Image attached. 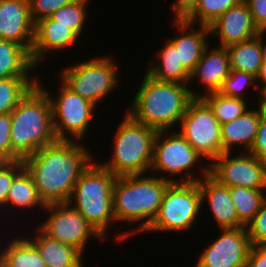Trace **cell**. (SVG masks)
<instances>
[{
  "mask_svg": "<svg viewBox=\"0 0 266 267\" xmlns=\"http://www.w3.org/2000/svg\"><path fill=\"white\" fill-rule=\"evenodd\" d=\"M2 207V210H5L7 208L12 210V208H15L14 210L18 211L22 209L21 211L25 213H27L28 210L32 211L34 208L35 209L33 211L35 212V210L39 207L38 209L40 210L41 208V210L43 209L44 212L45 205L38 195L32 177L29 175L25 168H23L14 177L12 186L9 190L7 201Z\"/></svg>",
  "mask_w": 266,
  "mask_h": 267,
  "instance_id": "cell-26",
  "label": "cell"
},
{
  "mask_svg": "<svg viewBox=\"0 0 266 267\" xmlns=\"http://www.w3.org/2000/svg\"><path fill=\"white\" fill-rule=\"evenodd\" d=\"M10 119L12 161L23 160L58 140L50 99L38 84L11 111Z\"/></svg>",
  "mask_w": 266,
  "mask_h": 267,
  "instance_id": "cell-4",
  "label": "cell"
},
{
  "mask_svg": "<svg viewBox=\"0 0 266 267\" xmlns=\"http://www.w3.org/2000/svg\"><path fill=\"white\" fill-rule=\"evenodd\" d=\"M243 0H200L197 8L185 19L186 21L210 26L229 8Z\"/></svg>",
  "mask_w": 266,
  "mask_h": 267,
  "instance_id": "cell-32",
  "label": "cell"
},
{
  "mask_svg": "<svg viewBox=\"0 0 266 267\" xmlns=\"http://www.w3.org/2000/svg\"><path fill=\"white\" fill-rule=\"evenodd\" d=\"M80 37L63 24H57L51 16L35 22L34 41L30 52L33 64L38 68L48 58V53L63 51L65 48L77 46ZM78 40V41H77Z\"/></svg>",
  "mask_w": 266,
  "mask_h": 267,
  "instance_id": "cell-18",
  "label": "cell"
},
{
  "mask_svg": "<svg viewBox=\"0 0 266 267\" xmlns=\"http://www.w3.org/2000/svg\"><path fill=\"white\" fill-rule=\"evenodd\" d=\"M219 230L220 236L203 248L194 267H246L251 246L246 227Z\"/></svg>",
  "mask_w": 266,
  "mask_h": 267,
  "instance_id": "cell-14",
  "label": "cell"
},
{
  "mask_svg": "<svg viewBox=\"0 0 266 267\" xmlns=\"http://www.w3.org/2000/svg\"><path fill=\"white\" fill-rule=\"evenodd\" d=\"M91 0H74L70 4L55 11L51 17L57 21V24L69 26L80 38L85 32V24H87L88 10Z\"/></svg>",
  "mask_w": 266,
  "mask_h": 267,
  "instance_id": "cell-31",
  "label": "cell"
},
{
  "mask_svg": "<svg viewBox=\"0 0 266 267\" xmlns=\"http://www.w3.org/2000/svg\"><path fill=\"white\" fill-rule=\"evenodd\" d=\"M158 49L154 59H150L146 73L157 81L188 84L190 72L179 61L178 49L168 40Z\"/></svg>",
  "mask_w": 266,
  "mask_h": 267,
  "instance_id": "cell-23",
  "label": "cell"
},
{
  "mask_svg": "<svg viewBox=\"0 0 266 267\" xmlns=\"http://www.w3.org/2000/svg\"><path fill=\"white\" fill-rule=\"evenodd\" d=\"M36 69L22 45L0 39V78H37Z\"/></svg>",
  "mask_w": 266,
  "mask_h": 267,
  "instance_id": "cell-24",
  "label": "cell"
},
{
  "mask_svg": "<svg viewBox=\"0 0 266 267\" xmlns=\"http://www.w3.org/2000/svg\"><path fill=\"white\" fill-rule=\"evenodd\" d=\"M250 107L252 108H249L243 115L221 125L224 152L233 153L237 148L239 152H249L251 149L256 138L260 116L264 110L258 105Z\"/></svg>",
  "mask_w": 266,
  "mask_h": 267,
  "instance_id": "cell-21",
  "label": "cell"
},
{
  "mask_svg": "<svg viewBox=\"0 0 266 267\" xmlns=\"http://www.w3.org/2000/svg\"><path fill=\"white\" fill-rule=\"evenodd\" d=\"M23 168L22 160L0 161V208L7 201L14 177Z\"/></svg>",
  "mask_w": 266,
  "mask_h": 267,
  "instance_id": "cell-34",
  "label": "cell"
},
{
  "mask_svg": "<svg viewBox=\"0 0 266 267\" xmlns=\"http://www.w3.org/2000/svg\"><path fill=\"white\" fill-rule=\"evenodd\" d=\"M252 15L253 22L260 32H266V0H245Z\"/></svg>",
  "mask_w": 266,
  "mask_h": 267,
  "instance_id": "cell-39",
  "label": "cell"
},
{
  "mask_svg": "<svg viewBox=\"0 0 266 267\" xmlns=\"http://www.w3.org/2000/svg\"><path fill=\"white\" fill-rule=\"evenodd\" d=\"M199 183L201 194V213L204 206L209 207L208 212L213 217L219 229L246 227L239 219L234 203L230 196L229 187L219 184L209 174L203 177Z\"/></svg>",
  "mask_w": 266,
  "mask_h": 267,
  "instance_id": "cell-19",
  "label": "cell"
},
{
  "mask_svg": "<svg viewBox=\"0 0 266 267\" xmlns=\"http://www.w3.org/2000/svg\"><path fill=\"white\" fill-rule=\"evenodd\" d=\"M266 32H262V46H263V56H264V61L263 63H266Z\"/></svg>",
  "mask_w": 266,
  "mask_h": 267,
  "instance_id": "cell-44",
  "label": "cell"
},
{
  "mask_svg": "<svg viewBox=\"0 0 266 267\" xmlns=\"http://www.w3.org/2000/svg\"><path fill=\"white\" fill-rule=\"evenodd\" d=\"M255 104H257L261 109L266 111V85L259 90V96L257 99H255Z\"/></svg>",
  "mask_w": 266,
  "mask_h": 267,
  "instance_id": "cell-43",
  "label": "cell"
},
{
  "mask_svg": "<svg viewBox=\"0 0 266 267\" xmlns=\"http://www.w3.org/2000/svg\"><path fill=\"white\" fill-rule=\"evenodd\" d=\"M206 162L211 163L224 153L221 141V124L210 106L194 97L176 129Z\"/></svg>",
  "mask_w": 266,
  "mask_h": 267,
  "instance_id": "cell-11",
  "label": "cell"
},
{
  "mask_svg": "<svg viewBox=\"0 0 266 267\" xmlns=\"http://www.w3.org/2000/svg\"><path fill=\"white\" fill-rule=\"evenodd\" d=\"M37 84L46 92L52 107L53 128L58 140L83 142L98 108L68 88L62 81L55 96L43 86L37 72ZM41 80V81H40Z\"/></svg>",
  "mask_w": 266,
  "mask_h": 267,
  "instance_id": "cell-10",
  "label": "cell"
},
{
  "mask_svg": "<svg viewBox=\"0 0 266 267\" xmlns=\"http://www.w3.org/2000/svg\"><path fill=\"white\" fill-rule=\"evenodd\" d=\"M37 84V78H0V115L9 114Z\"/></svg>",
  "mask_w": 266,
  "mask_h": 267,
  "instance_id": "cell-30",
  "label": "cell"
},
{
  "mask_svg": "<svg viewBox=\"0 0 266 267\" xmlns=\"http://www.w3.org/2000/svg\"><path fill=\"white\" fill-rule=\"evenodd\" d=\"M172 27L178 33L175 37L167 38L178 49L179 61L191 73L203 55L204 50L210 45V29L208 26L197 25L185 19H174Z\"/></svg>",
  "mask_w": 266,
  "mask_h": 267,
  "instance_id": "cell-20",
  "label": "cell"
},
{
  "mask_svg": "<svg viewBox=\"0 0 266 267\" xmlns=\"http://www.w3.org/2000/svg\"><path fill=\"white\" fill-rule=\"evenodd\" d=\"M259 90L266 85V63H262L260 70L256 76Z\"/></svg>",
  "mask_w": 266,
  "mask_h": 267,
  "instance_id": "cell-42",
  "label": "cell"
},
{
  "mask_svg": "<svg viewBox=\"0 0 266 267\" xmlns=\"http://www.w3.org/2000/svg\"><path fill=\"white\" fill-rule=\"evenodd\" d=\"M230 72L231 66L227 49L225 47H212V45H209L190 74L188 85L191 95L193 97H201L211 92H218ZM195 80H199L197 83L199 82L204 89L201 94L199 91L196 92L191 88V83Z\"/></svg>",
  "mask_w": 266,
  "mask_h": 267,
  "instance_id": "cell-17",
  "label": "cell"
},
{
  "mask_svg": "<svg viewBox=\"0 0 266 267\" xmlns=\"http://www.w3.org/2000/svg\"><path fill=\"white\" fill-rule=\"evenodd\" d=\"M246 267H266V245H251Z\"/></svg>",
  "mask_w": 266,
  "mask_h": 267,
  "instance_id": "cell-41",
  "label": "cell"
},
{
  "mask_svg": "<svg viewBox=\"0 0 266 267\" xmlns=\"http://www.w3.org/2000/svg\"><path fill=\"white\" fill-rule=\"evenodd\" d=\"M251 87H255L254 89L258 92H256V96H259L256 76L244 71L231 70L229 76L224 80L222 88L218 92L227 97L246 100V96L248 95L244 92L248 89L250 90Z\"/></svg>",
  "mask_w": 266,
  "mask_h": 267,
  "instance_id": "cell-33",
  "label": "cell"
},
{
  "mask_svg": "<svg viewBox=\"0 0 266 267\" xmlns=\"http://www.w3.org/2000/svg\"><path fill=\"white\" fill-rule=\"evenodd\" d=\"M246 229L251 245H266V199Z\"/></svg>",
  "mask_w": 266,
  "mask_h": 267,
  "instance_id": "cell-35",
  "label": "cell"
},
{
  "mask_svg": "<svg viewBox=\"0 0 266 267\" xmlns=\"http://www.w3.org/2000/svg\"><path fill=\"white\" fill-rule=\"evenodd\" d=\"M117 65L111 55L78 61L60 70L59 82L98 107V103L119 88L121 79Z\"/></svg>",
  "mask_w": 266,
  "mask_h": 267,
  "instance_id": "cell-9",
  "label": "cell"
},
{
  "mask_svg": "<svg viewBox=\"0 0 266 267\" xmlns=\"http://www.w3.org/2000/svg\"><path fill=\"white\" fill-rule=\"evenodd\" d=\"M95 158L82 142L57 140L22 163L46 206L68 203L80 175Z\"/></svg>",
  "mask_w": 266,
  "mask_h": 267,
  "instance_id": "cell-1",
  "label": "cell"
},
{
  "mask_svg": "<svg viewBox=\"0 0 266 267\" xmlns=\"http://www.w3.org/2000/svg\"><path fill=\"white\" fill-rule=\"evenodd\" d=\"M224 152L209 163V175L227 187L266 190V163L249 152Z\"/></svg>",
  "mask_w": 266,
  "mask_h": 267,
  "instance_id": "cell-13",
  "label": "cell"
},
{
  "mask_svg": "<svg viewBox=\"0 0 266 267\" xmlns=\"http://www.w3.org/2000/svg\"><path fill=\"white\" fill-rule=\"evenodd\" d=\"M170 183L149 173L117 176L112 189L115 223L140 224L117 233V242H125L138 233L143 234L155 218Z\"/></svg>",
  "mask_w": 266,
  "mask_h": 267,
  "instance_id": "cell-2",
  "label": "cell"
},
{
  "mask_svg": "<svg viewBox=\"0 0 266 267\" xmlns=\"http://www.w3.org/2000/svg\"><path fill=\"white\" fill-rule=\"evenodd\" d=\"M8 242L0 249V267H47L38 249L26 237L18 235Z\"/></svg>",
  "mask_w": 266,
  "mask_h": 267,
  "instance_id": "cell-27",
  "label": "cell"
},
{
  "mask_svg": "<svg viewBox=\"0 0 266 267\" xmlns=\"http://www.w3.org/2000/svg\"><path fill=\"white\" fill-rule=\"evenodd\" d=\"M44 210L48 217L37 226L46 235L76 247L83 254L91 240L104 239L69 203L46 205Z\"/></svg>",
  "mask_w": 266,
  "mask_h": 267,
  "instance_id": "cell-12",
  "label": "cell"
},
{
  "mask_svg": "<svg viewBox=\"0 0 266 267\" xmlns=\"http://www.w3.org/2000/svg\"><path fill=\"white\" fill-rule=\"evenodd\" d=\"M231 70L244 71L257 76L264 61L262 32L259 35L226 47Z\"/></svg>",
  "mask_w": 266,
  "mask_h": 267,
  "instance_id": "cell-25",
  "label": "cell"
},
{
  "mask_svg": "<svg viewBox=\"0 0 266 267\" xmlns=\"http://www.w3.org/2000/svg\"><path fill=\"white\" fill-rule=\"evenodd\" d=\"M124 114L114 132L112 157L99 163L116 176L148 174L158 131Z\"/></svg>",
  "mask_w": 266,
  "mask_h": 267,
  "instance_id": "cell-6",
  "label": "cell"
},
{
  "mask_svg": "<svg viewBox=\"0 0 266 267\" xmlns=\"http://www.w3.org/2000/svg\"><path fill=\"white\" fill-rule=\"evenodd\" d=\"M201 98L210 106L221 125L243 115L250 108L248 103L253 105L251 101L248 102V99L227 97L220 92H211Z\"/></svg>",
  "mask_w": 266,
  "mask_h": 267,
  "instance_id": "cell-29",
  "label": "cell"
},
{
  "mask_svg": "<svg viewBox=\"0 0 266 267\" xmlns=\"http://www.w3.org/2000/svg\"><path fill=\"white\" fill-rule=\"evenodd\" d=\"M198 168L200 171L197 170ZM194 169L201 175L194 176L197 174ZM150 172L155 176L159 174L158 177L172 183L198 182L209 174V164L178 130H162L155 136Z\"/></svg>",
  "mask_w": 266,
  "mask_h": 267,
  "instance_id": "cell-7",
  "label": "cell"
},
{
  "mask_svg": "<svg viewBox=\"0 0 266 267\" xmlns=\"http://www.w3.org/2000/svg\"><path fill=\"white\" fill-rule=\"evenodd\" d=\"M73 1L74 0H29L32 21L35 23L42 18L50 17L55 11Z\"/></svg>",
  "mask_w": 266,
  "mask_h": 267,
  "instance_id": "cell-36",
  "label": "cell"
},
{
  "mask_svg": "<svg viewBox=\"0 0 266 267\" xmlns=\"http://www.w3.org/2000/svg\"><path fill=\"white\" fill-rule=\"evenodd\" d=\"M145 75L127 112L134 120L157 131L178 128L189 102L194 98L188 84L157 81ZM173 127V128H172Z\"/></svg>",
  "mask_w": 266,
  "mask_h": 267,
  "instance_id": "cell-3",
  "label": "cell"
},
{
  "mask_svg": "<svg viewBox=\"0 0 266 267\" xmlns=\"http://www.w3.org/2000/svg\"><path fill=\"white\" fill-rule=\"evenodd\" d=\"M249 153L266 163V111L260 116L256 138Z\"/></svg>",
  "mask_w": 266,
  "mask_h": 267,
  "instance_id": "cell-38",
  "label": "cell"
},
{
  "mask_svg": "<svg viewBox=\"0 0 266 267\" xmlns=\"http://www.w3.org/2000/svg\"><path fill=\"white\" fill-rule=\"evenodd\" d=\"M229 190L238 219L246 226L260 210L266 199V190L242 186L229 187Z\"/></svg>",
  "mask_w": 266,
  "mask_h": 267,
  "instance_id": "cell-28",
  "label": "cell"
},
{
  "mask_svg": "<svg viewBox=\"0 0 266 267\" xmlns=\"http://www.w3.org/2000/svg\"><path fill=\"white\" fill-rule=\"evenodd\" d=\"M35 234L25 236L39 251L47 267H85L83 253L74 246L46 235L38 226Z\"/></svg>",
  "mask_w": 266,
  "mask_h": 267,
  "instance_id": "cell-22",
  "label": "cell"
},
{
  "mask_svg": "<svg viewBox=\"0 0 266 267\" xmlns=\"http://www.w3.org/2000/svg\"><path fill=\"white\" fill-rule=\"evenodd\" d=\"M200 0H174L170 10L174 13L173 20L186 19L198 6Z\"/></svg>",
  "mask_w": 266,
  "mask_h": 267,
  "instance_id": "cell-40",
  "label": "cell"
},
{
  "mask_svg": "<svg viewBox=\"0 0 266 267\" xmlns=\"http://www.w3.org/2000/svg\"><path fill=\"white\" fill-rule=\"evenodd\" d=\"M34 27L29 0H0V39L22 45L30 53Z\"/></svg>",
  "mask_w": 266,
  "mask_h": 267,
  "instance_id": "cell-16",
  "label": "cell"
},
{
  "mask_svg": "<svg viewBox=\"0 0 266 267\" xmlns=\"http://www.w3.org/2000/svg\"><path fill=\"white\" fill-rule=\"evenodd\" d=\"M116 178L94 160L80 175L68 202L104 239L115 223L112 189Z\"/></svg>",
  "mask_w": 266,
  "mask_h": 267,
  "instance_id": "cell-5",
  "label": "cell"
},
{
  "mask_svg": "<svg viewBox=\"0 0 266 267\" xmlns=\"http://www.w3.org/2000/svg\"><path fill=\"white\" fill-rule=\"evenodd\" d=\"M10 131V113L0 115V161H12Z\"/></svg>",
  "mask_w": 266,
  "mask_h": 267,
  "instance_id": "cell-37",
  "label": "cell"
},
{
  "mask_svg": "<svg viewBox=\"0 0 266 267\" xmlns=\"http://www.w3.org/2000/svg\"><path fill=\"white\" fill-rule=\"evenodd\" d=\"M201 211L198 182H171L155 218L143 233H187L204 216Z\"/></svg>",
  "mask_w": 266,
  "mask_h": 267,
  "instance_id": "cell-8",
  "label": "cell"
},
{
  "mask_svg": "<svg viewBox=\"0 0 266 267\" xmlns=\"http://www.w3.org/2000/svg\"><path fill=\"white\" fill-rule=\"evenodd\" d=\"M209 29L211 39H219L216 46L225 48L260 34L245 0L229 8L209 26Z\"/></svg>",
  "mask_w": 266,
  "mask_h": 267,
  "instance_id": "cell-15",
  "label": "cell"
}]
</instances>
